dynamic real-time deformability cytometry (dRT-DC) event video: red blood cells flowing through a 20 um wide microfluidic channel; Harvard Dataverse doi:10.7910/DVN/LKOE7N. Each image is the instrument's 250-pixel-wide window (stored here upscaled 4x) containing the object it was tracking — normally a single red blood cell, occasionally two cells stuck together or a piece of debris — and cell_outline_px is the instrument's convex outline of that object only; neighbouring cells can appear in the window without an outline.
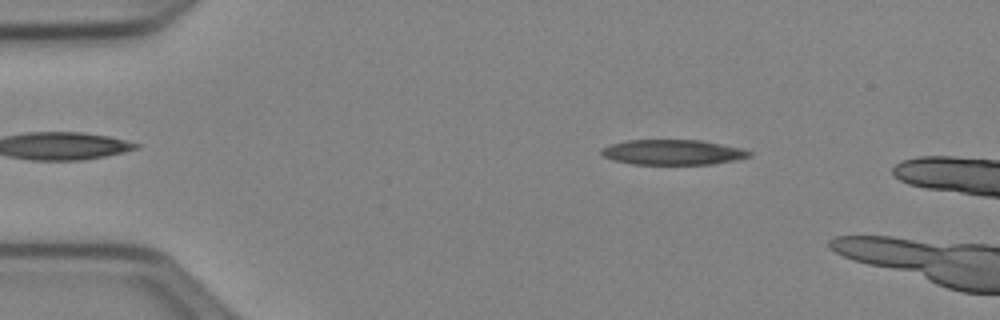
{"species": "Egyptian fruit bat (a non-hibernating species)", "species_latin": "Rousettus aegyptiacus", "temperature_condition": "cold", "stored_images_in_passage": 13, "camera_frame_rate_fps": 3000, "um_per_image_px": 0.085, "animal": {"sex": "female"}, "frame": {"image": 1, "passage_image": 8, "time_ms": 2.333, "image_size_px": [1000, 320], "cell_outline_px": [[752, 156], [736, 160], [712, 164], [632, 164], [616, 160], [604, 156], [600, 152], [600, 148], [612, 144], [628, 140], [700, 140], [744, 148], [752, 152]], "centroid_in_image_um": [57.24, 12.94], "position_along_channel_um": 27.8, "area_um2": 21.68}}